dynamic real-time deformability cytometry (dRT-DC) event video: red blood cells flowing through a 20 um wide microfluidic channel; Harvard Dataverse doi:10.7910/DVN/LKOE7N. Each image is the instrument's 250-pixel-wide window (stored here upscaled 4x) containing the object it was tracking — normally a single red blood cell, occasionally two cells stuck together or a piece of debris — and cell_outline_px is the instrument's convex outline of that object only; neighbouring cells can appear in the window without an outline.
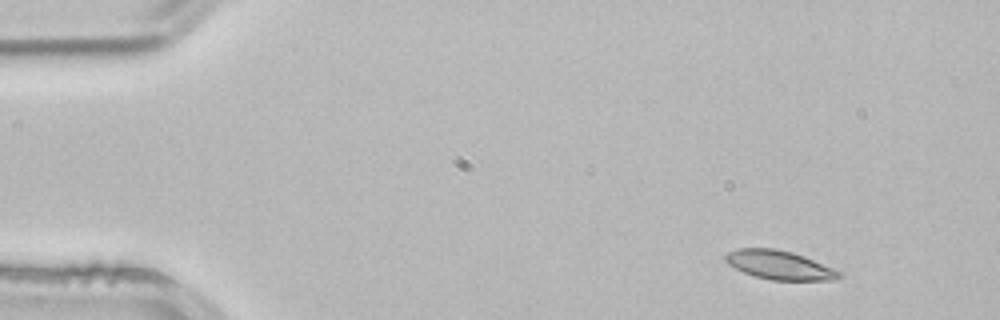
{"species": "common noctule bat (a hibernating species)", "species_latin": "Nyctalus noctula", "temperature_condition": "room temperature", "stored_images_in_passage": 3, "camera_frame_rate_fps": 3000, "um_per_image_px": 0.085, "animal": {"sex": "male", "body_mass_g": 21.5, "forearm_length_mm": 52.0}, "frame": {"image": 1, "passage_image": 1, "time_ms": 0.0, "image_size_px": [1000, 320], "cell_outline_px": [[844, 276], [836, 280], [772, 280], [756, 276], [744, 272], [728, 264], [724, 260], [724, 256], [728, 252], [736, 248], [776, 248], [792, 252], [804, 256], [832, 268], [840, 272]], "centroid_in_image_um": [66.24, 22.52], "position_along_channel_um": 18.8, "area_um2": 19.07}}
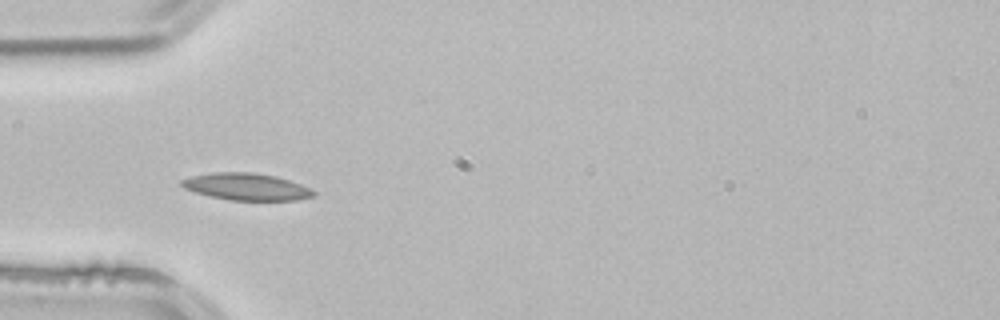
{"frame": {"image": 2, "passage_image": 3, "time_ms": 0.667, "image_size_px": [1000, 320], "cell_outline_px": [[316, 196], [296, 200], [228, 200], [208, 196], [184, 188], [180, 184], [180, 180], [192, 176], [212, 172], [252, 172], [276, 176], [300, 184], [316, 192]], "centroid_in_image_um": [20.93, 15.87], "position_along_channel_um": 64.1, "area_um2": 20.75}}